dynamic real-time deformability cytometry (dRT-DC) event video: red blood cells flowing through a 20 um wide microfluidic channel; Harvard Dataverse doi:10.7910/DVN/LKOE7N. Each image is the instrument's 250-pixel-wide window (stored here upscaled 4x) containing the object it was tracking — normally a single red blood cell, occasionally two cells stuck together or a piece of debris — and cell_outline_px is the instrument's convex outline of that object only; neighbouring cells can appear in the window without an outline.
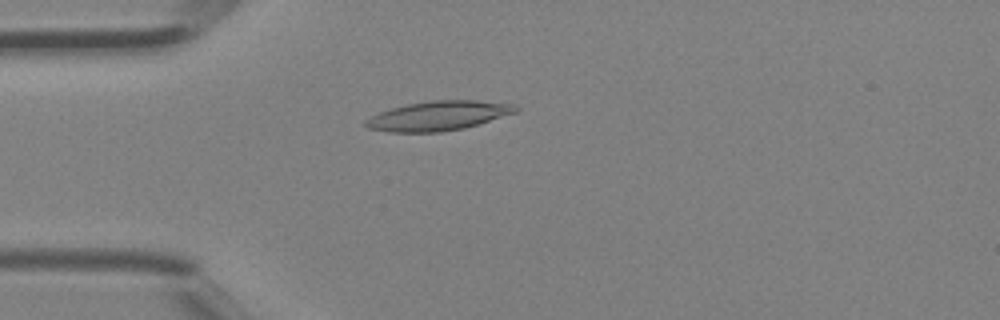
{"species": "Egyptian fruit bat (a non-hibernating species)", "species_latin": "Rousettus aegyptiacus", "temperature_condition": "room temperature", "stored_images_in_passage": 43, "camera_frame_rate_fps": 3000, "um_per_image_px": 0.085, "animal": {"sex": "female"}, "frame": {"image": 1, "passage_image": 12, "time_ms": 3.667, "image_size_px": [1000, 320], "cell_outline_px": [[520, 108], [516, 112], [464, 128], [440, 132], [388, 132], [368, 128], [364, 124], [364, 120], [380, 112], [392, 108], [408, 104], [432, 100], [476, 100], [516, 104]], "centroid_in_image_um": [37.26, 9.84], "position_along_channel_um": 47.7, "area_um2": 25.61}}
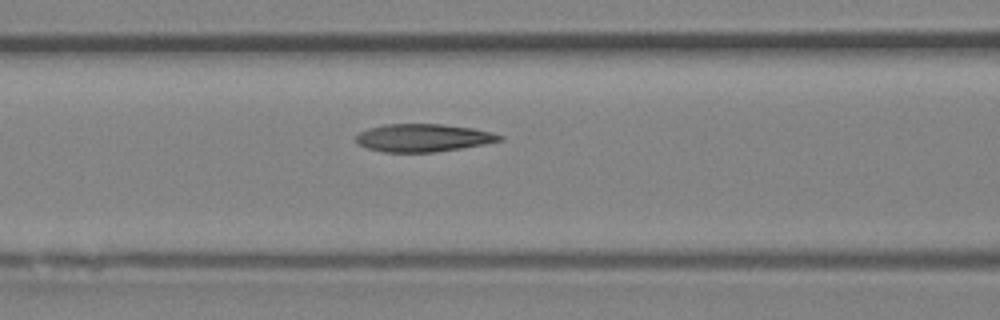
{"frame": {"image": 2, "passage_image": 18, "time_ms": 5.667, "image_size_px": [1000, 320], "cell_outline_px": [[504, 140], [484, 144], [460, 148], [432, 152], [384, 152], [368, 148], [360, 144], [356, 140], [356, 136], [360, 132], [368, 128], [384, 124], [444, 124], [472, 128], [492, 132], [504, 136]], "centroid_in_image_um": [35.99, 11.7], "position_along_channel_um": 130.6, "area_um2": 23.18}}
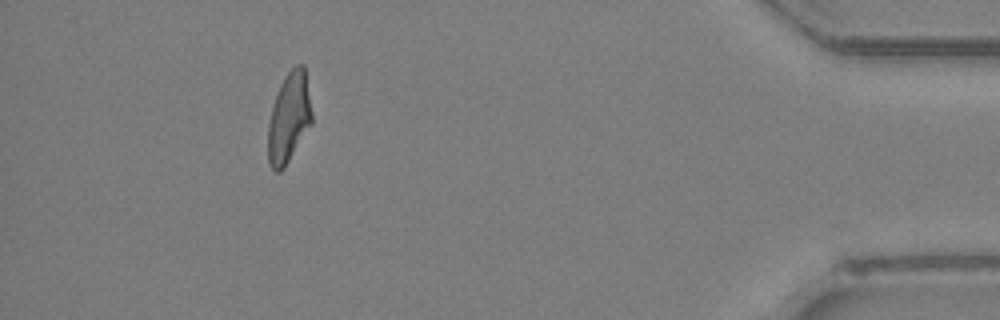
{"frame": {"image": 3, "passage_image": 39, "time_ms": 12.667, "image_size_px": [1000, 320], "cell_outline_px": [[312, 124], [284, 168], [280, 172], [276, 172], [268, 164], [268, 124], [272, 108], [280, 84], [284, 76], [296, 64], [304, 64], [312, 112]], "centroid_in_image_um": [24.57, 10.02], "position_along_channel_um": 410.6, "area_um2": 23.06}}